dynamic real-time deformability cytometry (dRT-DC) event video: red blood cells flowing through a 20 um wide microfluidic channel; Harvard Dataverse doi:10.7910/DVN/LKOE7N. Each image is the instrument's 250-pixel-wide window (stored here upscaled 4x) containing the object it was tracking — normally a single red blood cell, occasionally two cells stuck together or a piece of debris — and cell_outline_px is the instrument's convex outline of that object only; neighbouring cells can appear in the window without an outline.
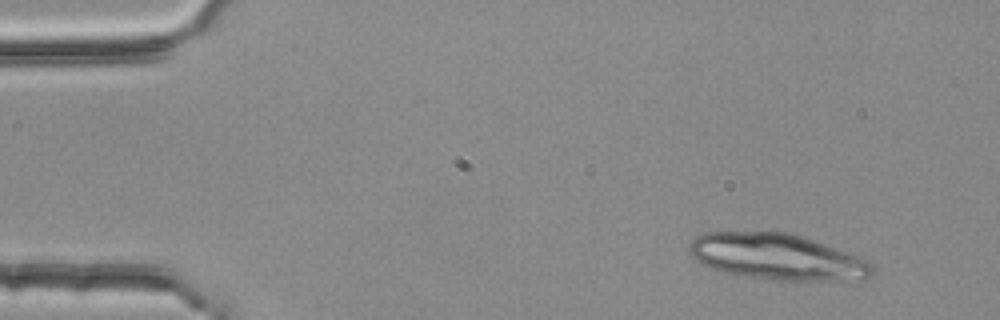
{"species": "common noctule bat (a hibernating species)", "species_latin": "Nyctalus noctula", "temperature_condition": "room temperature", "stored_images_in_passage": 3, "camera_frame_rate_fps": 3000, "um_per_image_px": 0.085, "animal": {"sex": "female", "body_mass_g": 25.1}, "frame": {"image": 1, "passage_image": 1, "time_ms": 0.0, "image_size_px": [1000, 320], "cell_outline_px": [[876, 272], [872, 276], [864, 280], [776, 280], [724, 272], [712, 268], [704, 264], [692, 256], [688, 252], [688, 244], [696, 236], [704, 232], [788, 232], [804, 236], [868, 260], [872, 264]], "centroid_in_image_um": [66.1, 21.82], "position_along_channel_um": 18.9, "area_um2": 49.13}}